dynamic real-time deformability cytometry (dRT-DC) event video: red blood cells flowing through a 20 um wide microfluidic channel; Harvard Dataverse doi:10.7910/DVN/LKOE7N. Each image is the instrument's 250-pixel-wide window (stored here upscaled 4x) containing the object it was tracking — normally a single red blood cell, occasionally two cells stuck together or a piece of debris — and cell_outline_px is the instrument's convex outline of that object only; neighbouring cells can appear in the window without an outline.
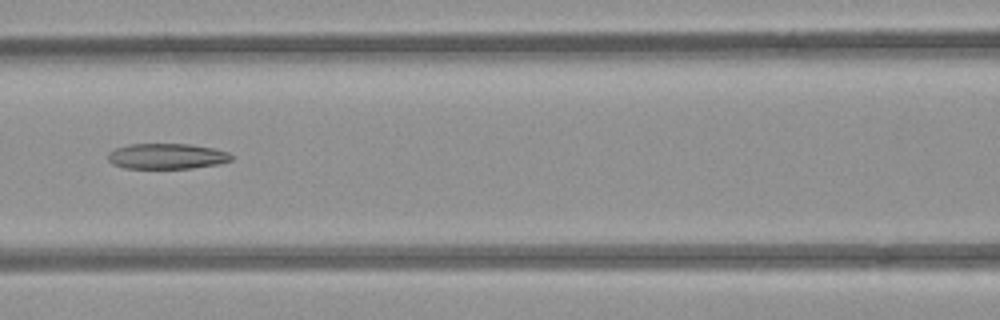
{"species": "common noctule bat (a hibernating species)", "species_latin": "Nyctalus noctula", "temperature_condition": "room temperature", "stored_images_in_passage": 7, "camera_frame_rate_fps": 3000, "um_per_image_px": 0.085, "animal": {"sex": "female", "body_mass_g": 21.9}, "frame": {"image": 1, "passage_image": 7, "time_ms": 7.0, "image_size_px": [1000, 320], "cell_outline_px": [[232, 160], [220, 164], [192, 168], [124, 168], [112, 164], [108, 160], [108, 152], [116, 148], [128, 144], [188, 144], [212, 148], [228, 152], [232, 156]], "centroid_in_image_um": [14.16, 13.28], "position_along_channel_um": 152.4, "area_um2": 18.38}}